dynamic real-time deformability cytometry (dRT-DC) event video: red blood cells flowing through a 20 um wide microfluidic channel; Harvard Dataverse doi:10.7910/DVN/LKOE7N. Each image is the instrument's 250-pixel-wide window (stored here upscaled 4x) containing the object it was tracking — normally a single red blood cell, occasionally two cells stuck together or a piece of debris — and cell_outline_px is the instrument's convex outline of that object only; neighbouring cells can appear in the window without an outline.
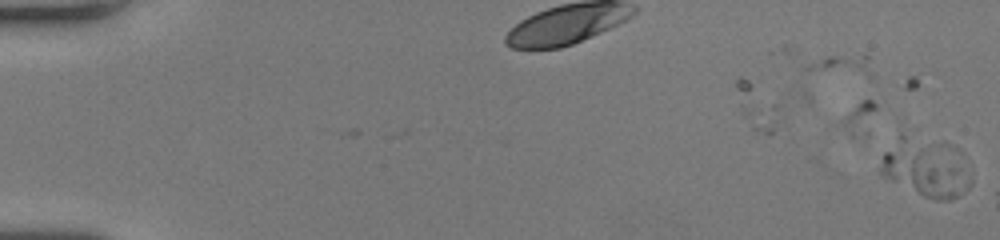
{"species": "human", "species_latin": "Homo sapiens", "temperature_condition": "room temperature", "stored_images_in_passage": 2, "camera_frame_rate_fps": 3000, "um_per_image_px": 0.085, "donor": {"sex": "female"}, "frame": {"image": 1, "passage_image": 2, "time_ms": 0.333, "image_size_px": [1000, 240], "cell_outline_px": [[972, 180], [968, 188], [964, 192], [952, 200], [932, 200], [884, 176], [880, 172], [880, 168], [884, 152], [892, 148], [928, 148], [960, 168]], "centroid_in_image_um": [78.61, 14.7], "position_along_channel_um": 6.4, "area_um2": 23.52}}